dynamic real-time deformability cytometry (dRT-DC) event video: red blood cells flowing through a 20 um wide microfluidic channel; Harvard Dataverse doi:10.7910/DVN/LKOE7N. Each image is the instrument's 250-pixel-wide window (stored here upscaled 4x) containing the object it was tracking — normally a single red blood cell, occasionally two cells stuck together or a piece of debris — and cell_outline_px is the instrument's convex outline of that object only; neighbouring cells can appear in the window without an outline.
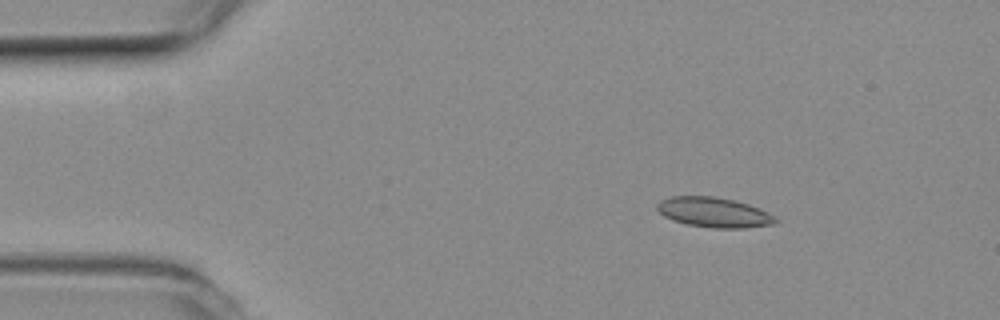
{"species": "common noctule bat (a hibernating species)", "species_latin": "Nyctalus noctula", "temperature_condition": "room temperature", "stored_images_in_passage": 3, "camera_frame_rate_fps": 3000, "um_per_image_px": 0.085, "animal": {"sex": "female", "body_mass_g": 19.3, "forearm_length_mm": 54.1}, "frame": {"image": 1, "passage_image": 1, "time_ms": 0.0, "image_size_px": [1000, 320], "cell_outline_px": [[780, 220], [772, 224], [744, 228], [712, 228], [688, 224], [672, 220], [664, 216], [656, 208], [656, 204], [660, 200], [672, 196], [712, 196], [732, 200], [748, 204], [760, 208], [768, 212]], "centroid_in_image_um": [60.68, 18.05], "position_along_channel_um": 24.3, "area_um2": 20.63}}